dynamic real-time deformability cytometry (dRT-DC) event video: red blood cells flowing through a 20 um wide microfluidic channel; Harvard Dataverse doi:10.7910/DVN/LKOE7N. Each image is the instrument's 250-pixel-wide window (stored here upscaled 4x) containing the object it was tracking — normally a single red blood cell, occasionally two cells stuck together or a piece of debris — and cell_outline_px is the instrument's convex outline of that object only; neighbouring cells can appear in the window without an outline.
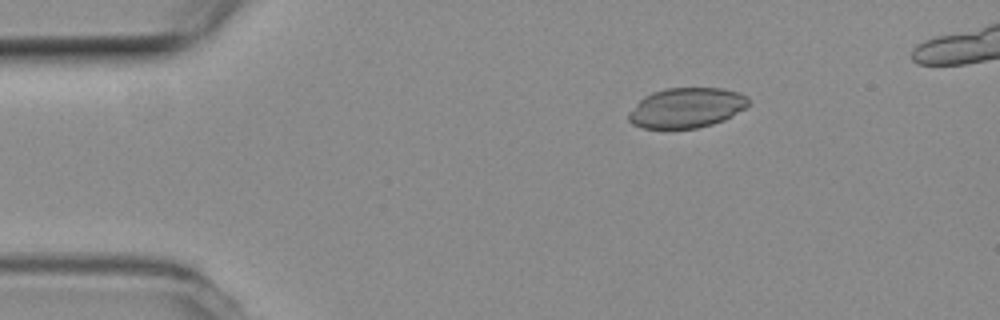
{"species": "common noctule bat (a hibernating species)", "species_latin": "Nyctalus noctula", "temperature_condition": "room temperature", "stored_images_in_passage": 45, "camera_frame_rate_fps": 3000, "um_per_image_px": 0.085, "animal": {"sex": "female", "body_mass_g": 19.3, "forearm_length_mm": 54.1}, "frame": {"image": 1, "passage_image": 3, "time_ms": 0.667, "image_size_px": [1000, 320], "cell_outline_px": [[748, 104], [744, 108], [724, 120], [712, 124], [696, 128], [644, 128], [632, 124], [628, 120], [628, 112], [644, 96], [652, 92], [664, 88], [724, 88], [748, 96]], "centroid_in_image_um": [58.32, 9.15], "position_along_channel_um": 26.7, "area_um2": 27.86}}
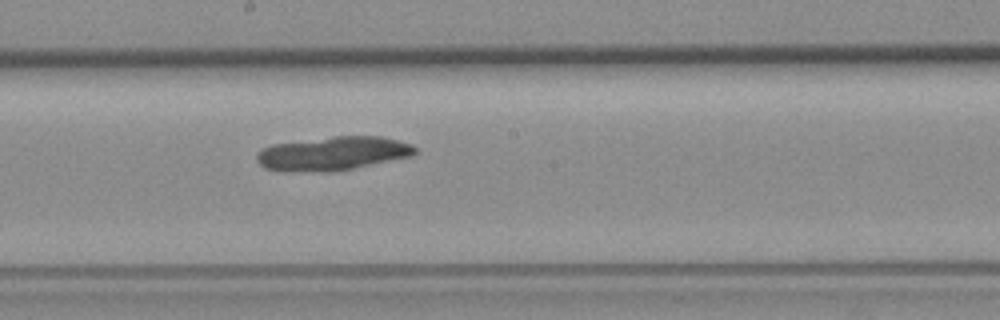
{"frame": {"image": 2, "passage_image": 23, "time_ms": 7.333, "image_size_px": [1000, 320], "cell_outline_px": [[416, 152], [412, 156], [332, 172], [328, 172], [264, 168], [256, 160], [256, 152], [272, 144], [332, 136], [380, 136], [412, 144], [416, 148]], "centroid_in_image_um": [28.31, 13.02], "position_along_channel_um": 219.9, "area_um2": 30.75}}
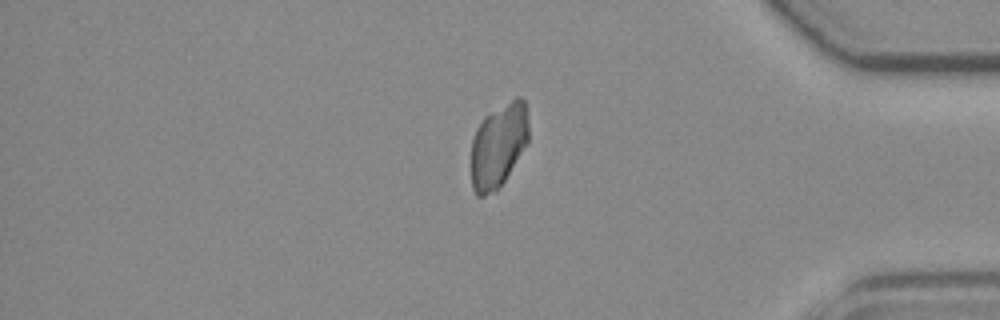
{"frame": {"image": 3, "passage_image": 39, "time_ms": 12.667, "image_size_px": [1000, 320], "cell_outline_px": [[528, 140], [504, 180], [496, 192], [484, 196], [476, 196], [472, 188], [472, 140], [476, 128], [484, 116], [516, 96], [520, 96], [524, 100], [528, 124]], "centroid_in_image_um": [42.34, 12.36], "position_along_channel_um": 392.9, "area_um2": 27.92}}